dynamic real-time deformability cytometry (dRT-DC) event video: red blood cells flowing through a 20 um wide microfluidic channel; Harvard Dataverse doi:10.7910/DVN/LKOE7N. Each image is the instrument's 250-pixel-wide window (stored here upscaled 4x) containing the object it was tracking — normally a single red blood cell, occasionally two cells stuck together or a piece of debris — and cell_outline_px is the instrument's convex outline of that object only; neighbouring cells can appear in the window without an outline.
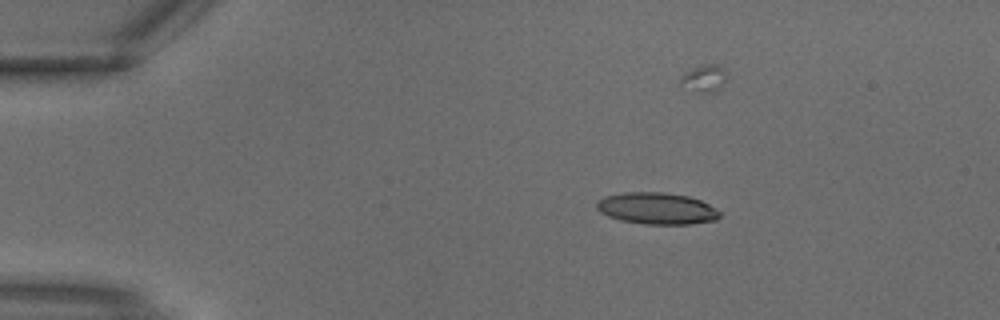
{"species": "common noctule bat (a hibernating species)", "species_latin": "Nyctalus noctula", "temperature_condition": "warm", "stored_images_in_passage": 2, "camera_frame_rate_fps": 3000, "um_per_image_px": 0.085, "animal": {"sex": "male", "body_mass_g": 18.8}, "frame": {"image": 1, "passage_image": 1, "time_ms": 0.0, "image_size_px": [1000, 320], "cell_outline_px": [[720, 216], [716, 220], [692, 224], [644, 224], [620, 220], [608, 216], [600, 212], [596, 208], [596, 200], [604, 196], [628, 192], [660, 192], [688, 196], [700, 200], [708, 204], [720, 212]], "centroid_in_image_um": [55.8, 17.72], "position_along_channel_um": 29.2, "area_um2": 22.72}}
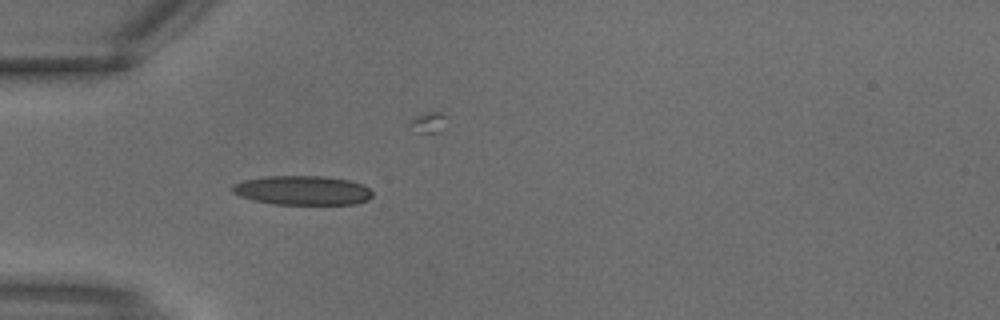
{"frame": {"image": 2, "passage_image": 2, "time_ms": 0.333, "image_size_px": [1000, 320], "cell_outline_px": [[372, 196], [368, 200], [356, 204], [276, 204], [256, 200], [240, 196], [232, 192], [232, 184], [244, 180], [268, 176], [324, 176], [348, 180], [364, 184], [372, 192]], "centroid_in_image_um": [25.74, 16.17], "position_along_channel_um": 59.3, "area_um2": 23.81}}